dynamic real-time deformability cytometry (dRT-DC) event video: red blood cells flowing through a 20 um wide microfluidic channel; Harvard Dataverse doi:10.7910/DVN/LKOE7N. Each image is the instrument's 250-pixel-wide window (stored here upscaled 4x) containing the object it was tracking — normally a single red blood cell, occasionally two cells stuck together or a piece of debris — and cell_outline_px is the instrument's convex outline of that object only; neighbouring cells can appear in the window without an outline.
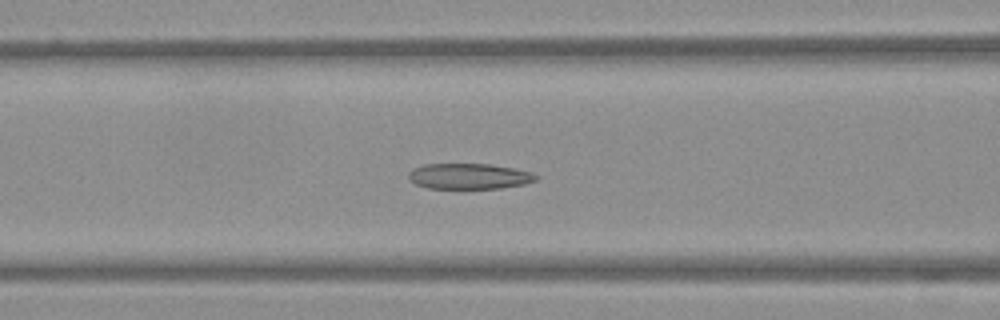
{"species": "Egyptian fruit bat (a non-hibernating species)", "species_latin": "Rousettus aegyptiacus", "temperature_condition": "warm", "stored_images_in_passage": 52, "camera_frame_rate_fps": 3000, "um_per_image_px": 0.085, "frame": {"image": 1, "passage_image": 21, "time_ms": 6.667, "image_size_px": [1000, 320], "cell_outline_px": [[540, 176], [536, 180], [524, 184], [500, 188], [428, 188], [416, 184], [408, 180], [408, 172], [412, 168], [424, 164], [488, 164], [512, 168], [532, 172]], "centroid_in_image_um": [39.85, 14.98], "position_along_channel_um": 126.8, "area_um2": 19.07}}
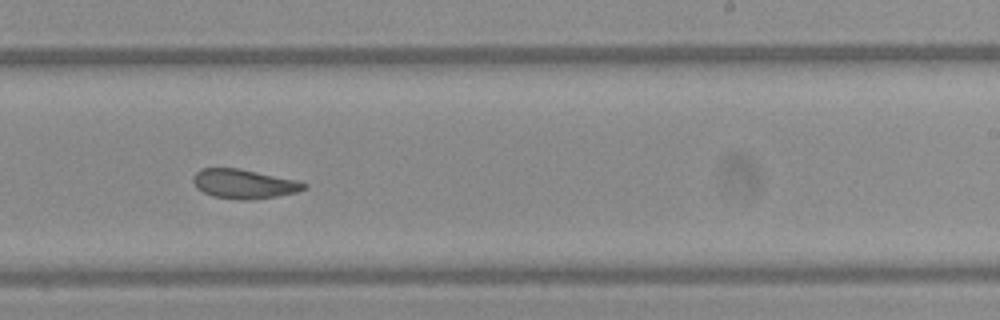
{"frame": {"image": 2, "passage_image": 32, "time_ms": 10.333, "image_size_px": [1000, 320], "cell_outline_px": [[308, 188], [296, 192], [276, 196], [248, 200], [240, 200], [212, 196], [196, 188], [192, 180], [192, 176], [200, 168], [236, 168], [296, 180], [308, 184]], "centroid_in_image_um": [20.7, 15.63], "position_along_channel_um": 268.3, "area_um2": 18.84}}
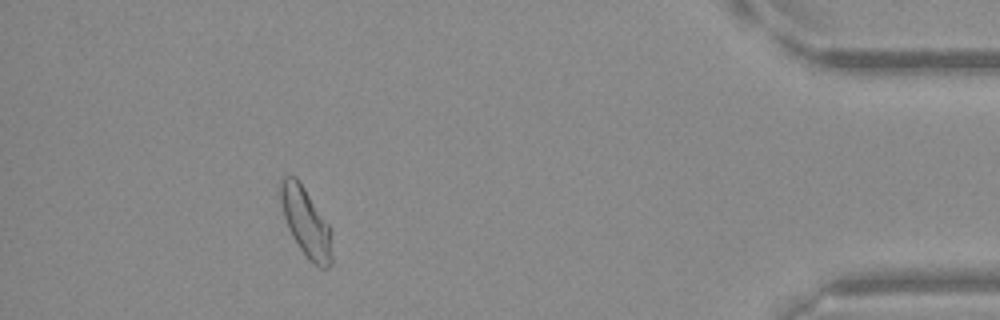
{"frame": {"image": 3, "passage_image": 47, "time_ms": 15.333, "image_size_px": [1000, 320], "cell_outline_px": [[332, 264], [328, 268], [320, 268], [312, 264], [308, 260], [292, 236], [288, 228], [276, 196], [280, 180], [284, 176], [296, 176], [328, 224], [332, 256]], "centroid_in_image_um": [25.93, 18.87], "position_along_channel_um": 409.3, "area_um2": 20.87}}